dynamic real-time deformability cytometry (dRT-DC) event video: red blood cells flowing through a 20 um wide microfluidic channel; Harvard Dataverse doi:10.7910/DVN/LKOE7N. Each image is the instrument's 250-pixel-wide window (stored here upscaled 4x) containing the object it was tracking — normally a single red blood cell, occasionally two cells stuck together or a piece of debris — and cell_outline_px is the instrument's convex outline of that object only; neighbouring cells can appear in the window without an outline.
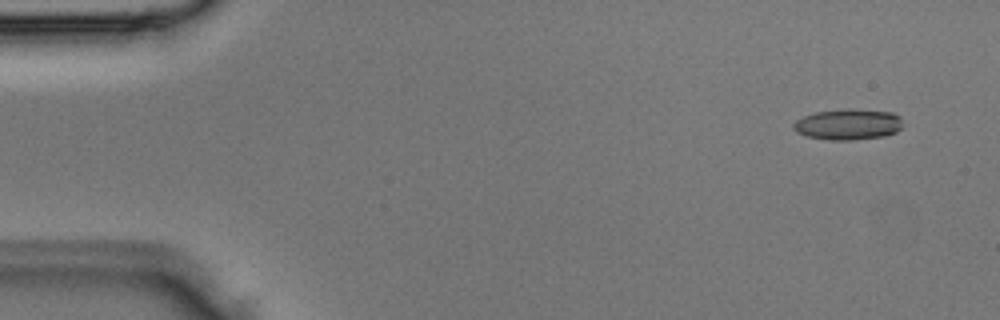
{"species": "Egyptian fruit bat (a non-hibernating species)", "species_latin": "Rousettus aegyptiacus", "temperature_condition": "room temperature", "stored_images_in_passage": 3, "camera_frame_rate_fps": 3000, "um_per_image_px": 0.085, "animal": {"sex": "male"}, "frame": {"image": 1, "passage_image": 1, "time_ms": 0.0, "image_size_px": [1000, 320], "cell_outline_px": [[900, 128], [896, 132], [884, 136], [852, 140], [828, 140], [808, 136], [796, 132], [792, 128], [792, 124], [796, 120], [804, 116], [816, 112], [848, 108], [852, 108], [892, 112], [900, 116]], "centroid_in_image_um": [72.06, 10.56], "position_along_channel_um": 12.9, "area_um2": 19.71}}